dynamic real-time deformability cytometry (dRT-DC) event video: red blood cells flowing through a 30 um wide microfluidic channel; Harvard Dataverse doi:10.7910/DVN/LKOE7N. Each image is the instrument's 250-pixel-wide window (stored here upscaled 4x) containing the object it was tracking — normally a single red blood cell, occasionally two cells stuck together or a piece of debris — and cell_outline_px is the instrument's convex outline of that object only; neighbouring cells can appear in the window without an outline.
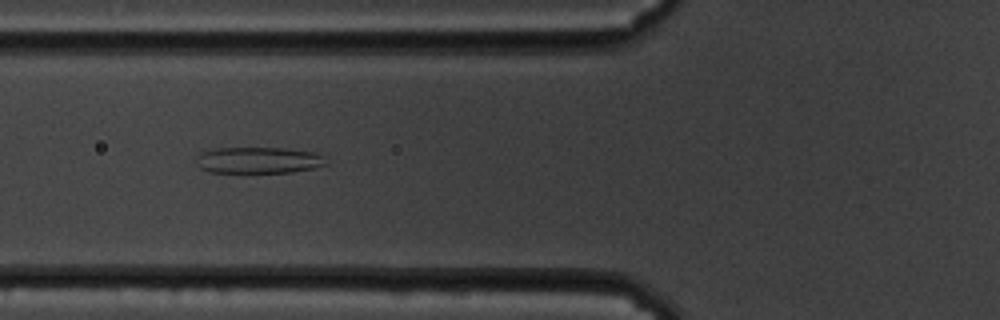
{"species": "common noctule bat (a hibernating species)", "species_latin": "Nyctalus noctula", "temperature_condition": "cold", "stored_images_in_passage": 44, "camera_frame_rate_fps": 3000, "um_per_image_px": 0.085, "animal": {"sex": "male", "body_mass_g": 19.5, "forearm_length_mm": 54.6}, "frame": {"image": 1, "passage_image": 7, "time_ms": 2.0, "image_size_px": [1000, 320], "cell_outline_px": [[328, 164], [312, 168], [292, 172], [208, 172], [200, 168], [196, 164], [196, 156], [200, 152], [216, 148], [284, 148], [316, 152], [324, 156]], "centroid_in_image_um": [21.96, 13.61], "position_along_channel_um": 103.8, "area_um2": 20.06}}
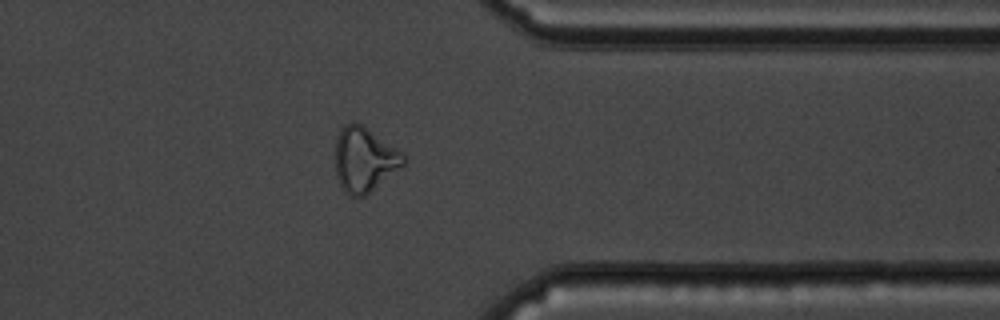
{"frame": {"image": 2, "passage_image": 32, "time_ms": 10.333, "image_size_px": [1000, 320], "cell_outline_px": [[408, 160], [404, 164], [364, 196], [356, 200], [348, 196], [340, 188], [336, 176], [336, 136], [340, 128], [344, 124], [352, 120], [360, 124], [404, 152]], "centroid_in_image_um": [30.95, 13.57], "position_along_channel_um": 380.5, "area_um2": 26.01}}
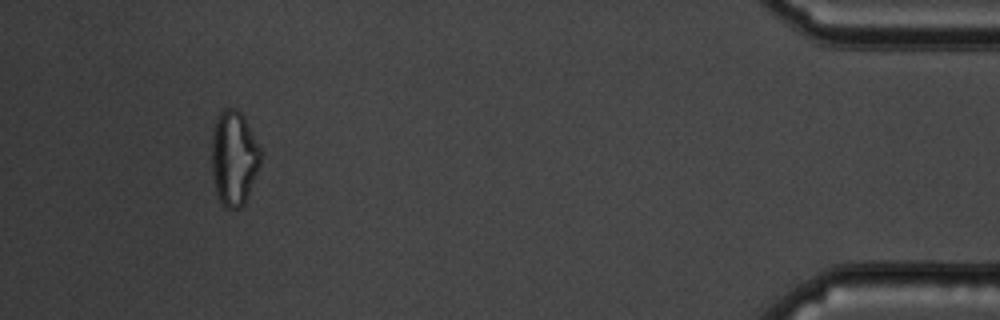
{"frame": {"image": 3, "passage_image": 40, "time_ms": 13.0, "image_size_px": [1000, 320], "cell_outline_px": [[260, 164], [244, 204], [240, 208], [224, 208], [216, 192], [212, 172], [212, 132], [216, 116], [224, 108], [236, 108], [244, 116], [260, 148]], "centroid_in_image_um": [19.86, 13.41], "position_along_channel_um": 415.3, "area_um2": 26.93}, "authors_computed_cell_mechanics": {"area_um2": 21.7328, "velocity_mm_per_s": 3.395, "shape_relaxation_time_tau1_ms": null, "shape_relaxation_time_tau2_ms": 2.6102, "deformation_change_tau1": null, "deformation_change_tau2": 0.1083}}